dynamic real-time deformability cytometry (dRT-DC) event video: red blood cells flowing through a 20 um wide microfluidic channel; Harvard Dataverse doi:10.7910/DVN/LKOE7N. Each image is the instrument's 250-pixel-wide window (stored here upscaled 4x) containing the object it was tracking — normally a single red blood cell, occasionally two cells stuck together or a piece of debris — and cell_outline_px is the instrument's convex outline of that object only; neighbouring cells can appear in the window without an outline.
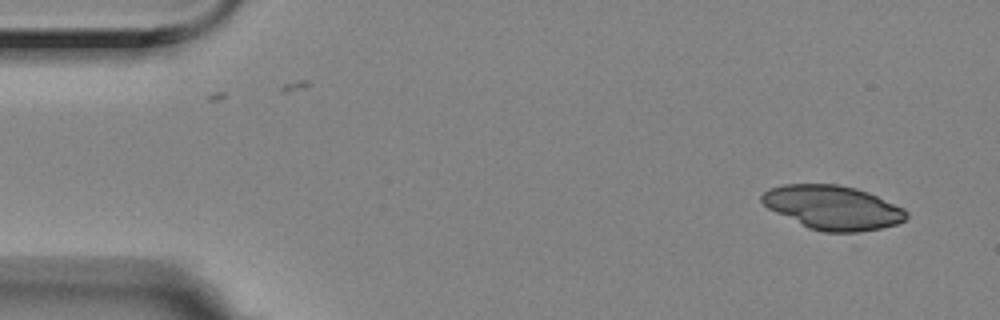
{"species": "Egyptian fruit bat (a non-hibernating species)", "species_latin": "Rousettus aegyptiacus", "temperature_condition": "room temperature", "stored_images_in_passage": 2, "camera_frame_rate_fps": 3000, "um_per_image_px": 0.085, "animal": {"sex": "female"}, "frame": {"image": 1, "passage_image": 2, "time_ms": 0.333, "image_size_px": [1000, 320], "cell_outline_px": [[908, 216], [904, 220], [896, 224], [880, 228], [860, 232], [824, 232], [808, 228], [768, 208], [760, 200], [760, 196], [768, 188], [784, 184], [836, 184], [856, 188], [868, 192], [904, 208], [908, 212]], "centroid_in_image_um": [70.78, 17.63], "position_along_channel_um": 14.2, "area_um2": 37.05}}